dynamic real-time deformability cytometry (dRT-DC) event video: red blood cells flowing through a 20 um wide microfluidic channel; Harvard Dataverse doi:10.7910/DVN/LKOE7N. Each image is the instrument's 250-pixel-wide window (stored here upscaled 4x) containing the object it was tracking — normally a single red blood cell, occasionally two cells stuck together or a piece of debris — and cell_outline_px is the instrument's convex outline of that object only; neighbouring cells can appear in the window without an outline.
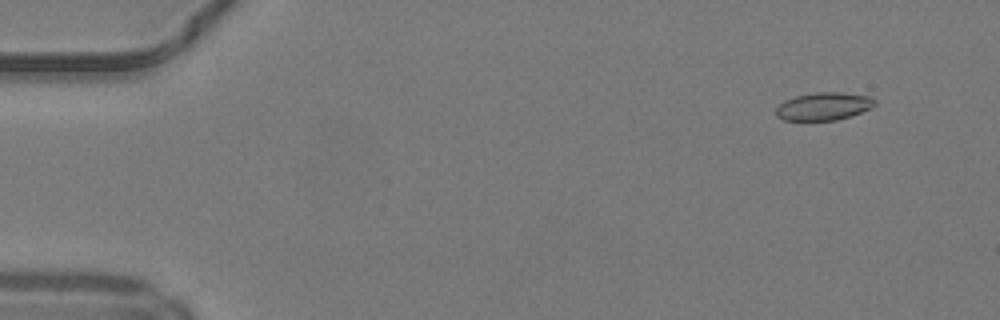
{"species": "common noctule bat (a hibernating species)", "species_latin": "Nyctalus noctula", "temperature_condition": "warm", "stored_images_in_passage": 50, "camera_frame_rate_fps": 3000, "um_per_image_px": 0.085, "animal": {"sex": "male", "body_mass_g": 19.2, "forearm_length_mm": 51.8}, "frame": {"image": 1, "passage_image": 5, "time_ms": 1.333, "image_size_px": [1000, 320], "cell_outline_px": [[876, 104], [872, 108], [836, 120], [784, 120], [776, 116], [776, 108], [784, 100], [796, 96], [816, 92], [840, 92], [872, 96], [876, 100]], "centroid_in_image_um": [70.03, 9.02], "position_along_channel_um": 15.0, "area_um2": 16.01}}
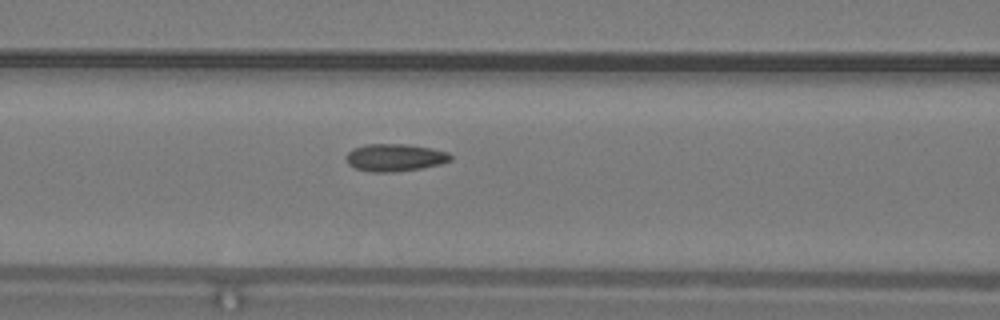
{"frame": {"image": 2, "passage_image": 22, "time_ms": 7.0, "image_size_px": [1000, 320], "cell_outline_px": [[452, 160], [440, 164], [420, 168], [396, 172], [368, 172], [356, 168], [348, 164], [348, 152], [352, 148], [364, 144], [408, 144], [432, 148], [448, 152], [452, 156]], "centroid_in_image_um": [33.58, 13.38], "position_along_channel_um": 133.0, "area_um2": 16.76}}
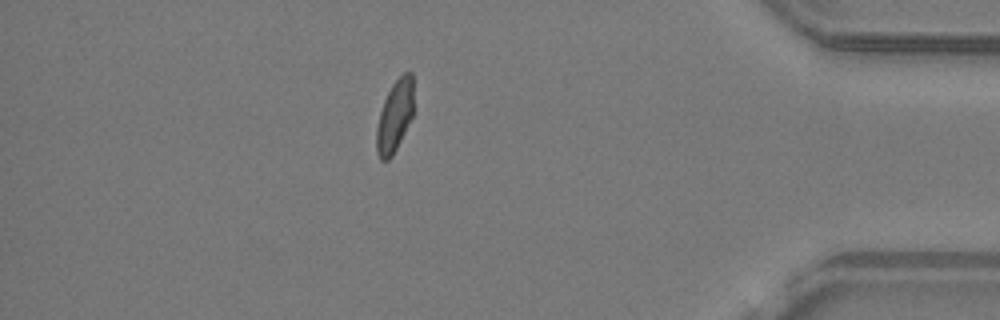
{"frame": {"image": 3, "passage_image": 44, "time_ms": 14.333, "image_size_px": [1000, 320], "cell_outline_px": [[412, 116], [392, 156], [388, 160], [380, 160], [376, 152], [376, 128], [380, 112], [384, 100], [392, 84], [404, 72], [412, 72]], "centroid_in_image_um": [33.52, 9.89], "position_along_channel_um": 401.7, "area_um2": 15.2}, "authors_computed_cell_mechanics": {"area_um2": 16.1262, "velocity_mm_per_s": 4.2297, "shape_relaxation_time_tau1_ms": null, "shape_relaxation_time_tau2_ms": 0.8751, "deformation_change_tau1": null, "deformation_change_tau2": 0.0545}}